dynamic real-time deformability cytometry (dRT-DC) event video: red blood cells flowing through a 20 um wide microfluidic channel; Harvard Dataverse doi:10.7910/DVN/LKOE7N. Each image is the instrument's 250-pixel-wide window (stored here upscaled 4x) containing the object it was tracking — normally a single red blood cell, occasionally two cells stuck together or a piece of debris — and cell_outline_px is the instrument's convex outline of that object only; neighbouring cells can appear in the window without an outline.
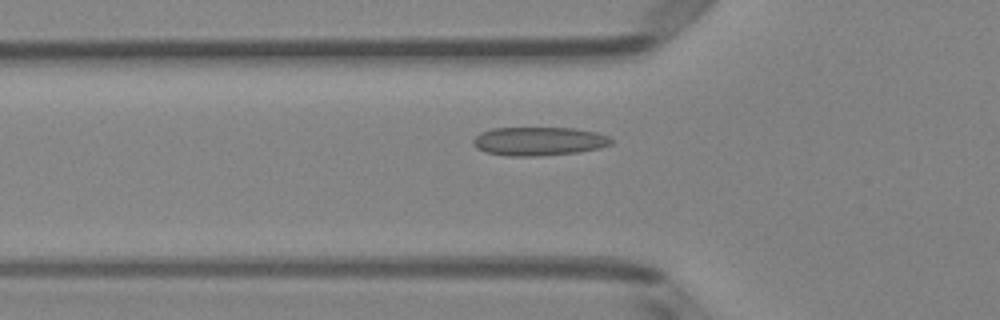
{"species": "Egyptian fruit bat (a non-hibernating species)", "species_latin": "Rousettus aegyptiacus", "temperature_condition": "room temperature", "stored_images_in_passage": 43, "camera_frame_rate_fps": 3000, "um_per_image_px": 0.085, "animal": {"sex": "female"}, "frame": {"image": 1, "passage_image": 15, "time_ms": 4.667, "image_size_px": [1000, 320], "cell_outline_px": [[612, 144], [600, 148], [580, 152], [536, 156], [508, 156], [484, 152], [476, 148], [472, 140], [480, 132], [492, 128], [572, 128], [596, 132], [608, 136], [612, 140]], "centroid_in_image_um": [45.79, 12.01], "position_along_channel_um": 80.0, "area_um2": 23.12}}
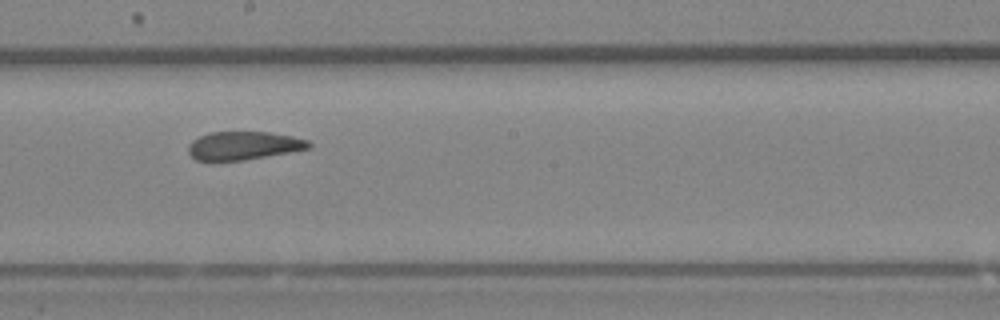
{"frame": {"image": 2, "passage_image": 26, "time_ms": 8.333, "image_size_px": [1000, 320], "cell_outline_px": [[312, 148], [244, 160], [196, 160], [188, 152], [188, 144], [192, 140], [208, 132], [268, 132], [292, 136], [308, 140], [312, 144]], "centroid_in_image_um": [20.71, 12.37], "position_along_channel_um": 227.5, "area_um2": 19.83}}
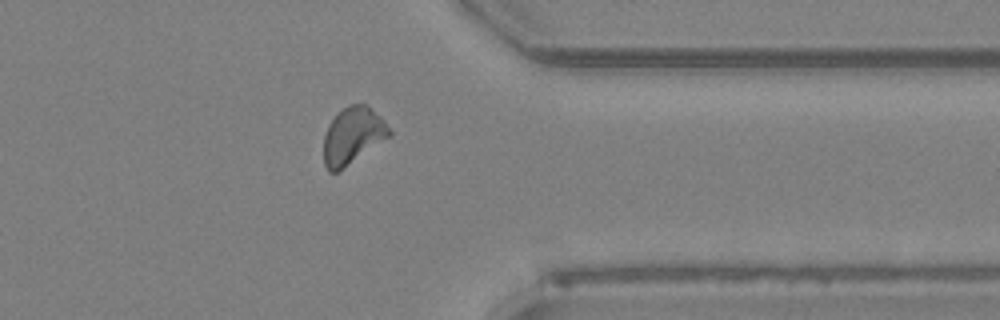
{"frame": {"image": 3, "passage_image": 38, "time_ms": 12.333, "image_size_px": [1000, 320], "cell_outline_px": [[392, 136], [336, 172], [328, 172], [324, 164], [324, 136], [328, 124], [348, 104], [364, 104], [380, 116], [384, 120], [392, 132]], "centroid_in_image_um": [29.99, 11.54], "position_along_channel_um": 381.4, "area_um2": 21.44}, "authors_computed_cell_mechanics": {"area_um2": 21.6172, "velocity_mm_per_s": 4.0372, "shape_relaxation_time_tau1_ms": null, "shape_relaxation_time_tau2_ms": 2.1203, "deformation_change_tau1": null, "deformation_change_tau2": 0.0798}}